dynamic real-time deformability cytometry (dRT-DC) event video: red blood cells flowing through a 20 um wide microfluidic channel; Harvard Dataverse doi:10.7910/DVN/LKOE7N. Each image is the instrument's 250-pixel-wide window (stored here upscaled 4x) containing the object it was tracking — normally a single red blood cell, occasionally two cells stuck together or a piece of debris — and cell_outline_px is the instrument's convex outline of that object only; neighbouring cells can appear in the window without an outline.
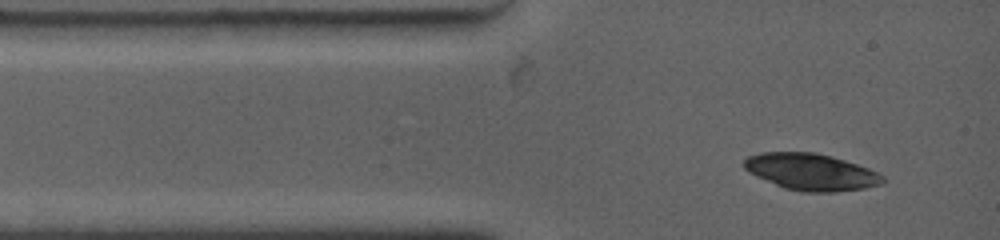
{"species": "common noctule bat (a hibernating species)", "species_latin": "Nyctalus noctula", "temperature_condition": "warm", "stored_images_in_passage": 2, "camera_frame_rate_fps": 4500, "um_per_image_px": 0.085, "animal": {"sex": "female", "body_mass_g": 19.0, "forearm_length_mm": 53.3}, "frame": {"image": 1, "passage_image": 1, "time_ms": 0.0, "image_size_px": [1000, 240], "cell_outline_px": [[884, 184], [864, 188], [836, 192], [804, 192], [784, 188], [756, 176], [748, 172], [744, 168], [744, 160], [748, 156], [760, 152], [816, 152], [832, 156], [868, 168], [884, 176]], "centroid_in_image_um": [68.94, 14.61], "position_along_channel_um": 16.1, "area_um2": 29.71}}